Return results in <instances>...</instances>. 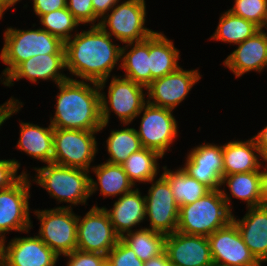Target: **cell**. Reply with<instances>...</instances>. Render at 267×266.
<instances>
[{"label":"cell","instance_id":"obj_31","mask_svg":"<svg viewBox=\"0 0 267 266\" xmlns=\"http://www.w3.org/2000/svg\"><path fill=\"white\" fill-rule=\"evenodd\" d=\"M158 158L163 157L158 152L143 147L132 153L121 165L135 186L136 182H149L155 179L159 171Z\"/></svg>","mask_w":267,"mask_h":266},{"label":"cell","instance_id":"obj_28","mask_svg":"<svg viewBox=\"0 0 267 266\" xmlns=\"http://www.w3.org/2000/svg\"><path fill=\"white\" fill-rule=\"evenodd\" d=\"M227 183V184H226ZM226 184L231 192L229 197L225 190L220 189L222 197L226 201L229 209L231 197L241 199L247 204V208L261 205L260 195V171H251L247 173H235L222 177L221 186Z\"/></svg>","mask_w":267,"mask_h":266},{"label":"cell","instance_id":"obj_14","mask_svg":"<svg viewBox=\"0 0 267 266\" xmlns=\"http://www.w3.org/2000/svg\"><path fill=\"white\" fill-rule=\"evenodd\" d=\"M213 263L224 266H261L231 221L207 237Z\"/></svg>","mask_w":267,"mask_h":266},{"label":"cell","instance_id":"obj_12","mask_svg":"<svg viewBox=\"0 0 267 266\" xmlns=\"http://www.w3.org/2000/svg\"><path fill=\"white\" fill-rule=\"evenodd\" d=\"M171 109L154 106L148 102L143 112L140 129L136 130L142 147L158 152L162 157L177 137V121Z\"/></svg>","mask_w":267,"mask_h":266},{"label":"cell","instance_id":"obj_11","mask_svg":"<svg viewBox=\"0 0 267 266\" xmlns=\"http://www.w3.org/2000/svg\"><path fill=\"white\" fill-rule=\"evenodd\" d=\"M81 218L78 216L77 250L106 256L120 239L107 212L95 205Z\"/></svg>","mask_w":267,"mask_h":266},{"label":"cell","instance_id":"obj_8","mask_svg":"<svg viewBox=\"0 0 267 266\" xmlns=\"http://www.w3.org/2000/svg\"><path fill=\"white\" fill-rule=\"evenodd\" d=\"M100 131L54 128L52 163L90 171L97 150L95 133Z\"/></svg>","mask_w":267,"mask_h":266},{"label":"cell","instance_id":"obj_25","mask_svg":"<svg viewBox=\"0 0 267 266\" xmlns=\"http://www.w3.org/2000/svg\"><path fill=\"white\" fill-rule=\"evenodd\" d=\"M179 56V50L174 47L172 40L161 32H154L149 37L151 82L178 69Z\"/></svg>","mask_w":267,"mask_h":266},{"label":"cell","instance_id":"obj_16","mask_svg":"<svg viewBox=\"0 0 267 266\" xmlns=\"http://www.w3.org/2000/svg\"><path fill=\"white\" fill-rule=\"evenodd\" d=\"M1 244V266H55L59 257L36 235Z\"/></svg>","mask_w":267,"mask_h":266},{"label":"cell","instance_id":"obj_3","mask_svg":"<svg viewBox=\"0 0 267 266\" xmlns=\"http://www.w3.org/2000/svg\"><path fill=\"white\" fill-rule=\"evenodd\" d=\"M232 211L220 189L211 190L194 203L179 207L177 231L187 235L208 237L232 221Z\"/></svg>","mask_w":267,"mask_h":266},{"label":"cell","instance_id":"obj_47","mask_svg":"<svg viewBox=\"0 0 267 266\" xmlns=\"http://www.w3.org/2000/svg\"><path fill=\"white\" fill-rule=\"evenodd\" d=\"M1 241H0V266H1Z\"/></svg>","mask_w":267,"mask_h":266},{"label":"cell","instance_id":"obj_33","mask_svg":"<svg viewBox=\"0 0 267 266\" xmlns=\"http://www.w3.org/2000/svg\"><path fill=\"white\" fill-rule=\"evenodd\" d=\"M106 146L110 155L106 162L118 165H121L132 153L143 148L136 129L129 127L111 131L106 140Z\"/></svg>","mask_w":267,"mask_h":266},{"label":"cell","instance_id":"obj_10","mask_svg":"<svg viewBox=\"0 0 267 266\" xmlns=\"http://www.w3.org/2000/svg\"><path fill=\"white\" fill-rule=\"evenodd\" d=\"M28 174L11 187L0 190V241L9 231L26 232L32 228L29 214L30 181Z\"/></svg>","mask_w":267,"mask_h":266},{"label":"cell","instance_id":"obj_17","mask_svg":"<svg viewBox=\"0 0 267 266\" xmlns=\"http://www.w3.org/2000/svg\"><path fill=\"white\" fill-rule=\"evenodd\" d=\"M165 252L172 266H212L213 260L207 237L181 232L168 234Z\"/></svg>","mask_w":267,"mask_h":266},{"label":"cell","instance_id":"obj_37","mask_svg":"<svg viewBox=\"0 0 267 266\" xmlns=\"http://www.w3.org/2000/svg\"><path fill=\"white\" fill-rule=\"evenodd\" d=\"M67 8L80 24L91 23L96 26L94 23L98 17L94 14L92 0H67Z\"/></svg>","mask_w":267,"mask_h":266},{"label":"cell","instance_id":"obj_42","mask_svg":"<svg viewBox=\"0 0 267 266\" xmlns=\"http://www.w3.org/2000/svg\"><path fill=\"white\" fill-rule=\"evenodd\" d=\"M117 3L119 0H92L94 14L102 19Z\"/></svg>","mask_w":267,"mask_h":266},{"label":"cell","instance_id":"obj_36","mask_svg":"<svg viewBox=\"0 0 267 266\" xmlns=\"http://www.w3.org/2000/svg\"><path fill=\"white\" fill-rule=\"evenodd\" d=\"M106 266H144L136 253L121 239L106 255Z\"/></svg>","mask_w":267,"mask_h":266},{"label":"cell","instance_id":"obj_19","mask_svg":"<svg viewBox=\"0 0 267 266\" xmlns=\"http://www.w3.org/2000/svg\"><path fill=\"white\" fill-rule=\"evenodd\" d=\"M63 69H66L65 54L35 55L20 63L6 78H3V84L10 87L14 80L22 78H26L32 83L37 82L38 79H51L59 84L69 79L60 73L59 70Z\"/></svg>","mask_w":267,"mask_h":266},{"label":"cell","instance_id":"obj_35","mask_svg":"<svg viewBox=\"0 0 267 266\" xmlns=\"http://www.w3.org/2000/svg\"><path fill=\"white\" fill-rule=\"evenodd\" d=\"M231 13L248 20L260 29L267 28V0H235Z\"/></svg>","mask_w":267,"mask_h":266},{"label":"cell","instance_id":"obj_34","mask_svg":"<svg viewBox=\"0 0 267 266\" xmlns=\"http://www.w3.org/2000/svg\"><path fill=\"white\" fill-rule=\"evenodd\" d=\"M39 18L43 25L42 29L58 37L64 43L73 37L71 31L80 25L67 7L46 13Z\"/></svg>","mask_w":267,"mask_h":266},{"label":"cell","instance_id":"obj_23","mask_svg":"<svg viewBox=\"0 0 267 266\" xmlns=\"http://www.w3.org/2000/svg\"><path fill=\"white\" fill-rule=\"evenodd\" d=\"M222 153L223 176L260 171L263 167L258 160L261 154L253 137L247 141L234 140L222 145Z\"/></svg>","mask_w":267,"mask_h":266},{"label":"cell","instance_id":"obj_2","mask_svg":"<svg viewBox=\"0 0 267 266\" xmlns=\"http://www.w3.org/2000/svg\"><path fill=\"white\" fill-rule=\"evenodd\" d=\"M90 83L69 78L57 84L60 92L50 121L53 128L100 131V89L98 83Z\"/></svg>","mask_w":267,"mask_h":266},{"label":"cell","instance_id":"obj_32","mask_svg":"<svg viewBox=\"0 0 267 266\" xmlns=\"http://www.w3.org/2000/svg\"><path fill=\"white\" fill-rule=\"evenodd\" d=\"M259 30L260 28L254 23L226 11L221 15L217 29L210 39L237 45Z\"/></svg>","mask_w":267,"mask_h":266},{"label":"cell","instance_id":"obj_44","mask_svg":"<svg viewBox=\"0 0 267 266\" xmlns=\"http://www.w3.org/2000/svg\"><path fill=\"white\" fill-rule=\"evenodd\" d=\"M263 161L267 164V159ZM260 195L261 205L267 206V165L260 171Z\"/></svg>","mask_w":267,"mask_h":266},{"label":"cell","instance_id":"obj_38","mask_svg":"<svg viewBox=\"0 0 267 266\" xmlns=\"http://www.w3.org/2000/svg\"><path fill=\"white\" fill-rule=\"evenodd\" d=\"M64 256L69 257L67 266H106V256L100 253L74 250Z\"/></svg>","mask_w":267,"mask_h":266},{"label":"cell","instance_id":"obj_45","mask_svg":"<svg viewBox=\"0 0 267 266\" xmlns=\"http://www.w3.org/2000/svg\"><path fill=\"white\" fill-rule=\"evenodd\" d=\"M144 266H172L166 252L164 251L162 254L150 258L148 261L144 262Z\"/></svg>","mask_w":267,"mask_h":266},{"label":"cell","instance_id":"obj_41","mask_svg":"<svg viewBox=\"0 0 267 266\" xmlns=\"http://www.w3.org/2000/svg\"><path fill=\"white\" fill-rule=\"evenodd\" d=\"M22 108V102L19 100H15L10 98L7 102L0 106V126L13 114L18 112V110Z\"/></svg>","mask_w":267,"mask_h":266},{"label":"cell","instance_id":"obj_29","mask_svg":"<svg viewBox=\"0 0 267 266\" xmlns=\"http://www.w3.org/2000/svg\"><path fill=\"white\" fill-rule=\"evenodd\" d=\"M163 169L162 175L168 180L179 207L194 203L211 191L208 186L189 176L182 168L171 171L163 166Z\"/></svg>","mask_w":267,"mask_h":266},{"label":"cell","instance_id":"obj_27","mask_svg":"<svg viewBox=\"0 0 267 266\" xmlns=\"http://www.w3.org/2000/svg\"><path fill=\"white\" fill-rule=\"evenodd\" d=\"M128 46L133 47L126 53ZM121 61L119 67L126 71L125 78L145 87L151 83L149 38L139 42L127 43L126 46H123L121 49Z\"/></svg>","mask_w":267,"mask_h":266},{"label":"cell","instance_id":"obj_30","mask_svg":"<svg viewBox=\"0 0 267 266\" xmlns=\"http://www.w3.org/2000/svg\"><path fill=\"white\" fill-rule=\"evenodd\" d=\"M165 234L148 229L141 228L137 231H132L120 239L133 251L136 256L143 262L154 258L165 251Z\"/></svg>","mask_w":267,"mask_h":266},{"label":"cell","instance_id":"obj_24","mask_svg":"<svg viewBox=\"0 0 267 266\" xmlns=\"http://www.w3.org/2000/svg\"><path fill=\"white\" fill-rule=\"evenodd\" d=\"M20 123V138L16 147L45 164L52 163L54 128L51 124L45 128L30 122Z\"/></svg>","mask_w":267,"mask_h":266},{"label":"cell","instance_id":"obj_39","mask_svg":"<svg viewBox=\"0 0 267 266\" xmlns=\"http://www.w3.org/2000/svg\"><path fill=\"white\" fill-rule=\"evenodd\" d=\"M20 163L14 159L0 160V190L11 187L15 184L23 174H27L23 171L19 176L17 175Z\"/></svg>","mask_w":267,"mask_h":266},{"label":"cell","instance_id":"obj_21","mask_svg":"<svg viewBox=\"0 0 267 266\" xmlns=\"http://www.w3.org/2000/svg\"><path fill=\"white\" fill-rule=\"evenodd\" d=\"M232 221L238 227L244 243L255 259L267 261V206L249 207L240 220L233 215Z\"/></svg>","mask_w":267,"mask_h":266},{"label":"cell","instance_id":"obj_13","mask_svg":"<svg viewBox=\"0 0 267 266\" xmlns=\"http://www.w3.org/2000/svg\"><path fill=\"white\" fill-rule=\"evenodd\" d=\"M149 182H152V185L145 196V217L150 221L148 229L165 235L172 234L177 231L179 206L174 200L169 182L163 175L155 182L154 179Z\"/></svg>","mask_w":267,"mask_h":266},{"label":"cell","instance_id":"obj_1","mask_svg":"<svg viewBox=\"0 0 267 266\" xmlns=\"http://www.w3.org/2000/svg\"><path fill=\"white\" fill-rule=\"evenodd\" d=\"M66 69L83 81L98 83L100 91L115 65L121 60L122 47L112 43L111 36L100 26L76 33L64 43Z\"/></svg>","mask_w":267,"mask_h":266},{"label":"cell","instance_id":"obj_15","mask_svg":"<svg viewBox=\"0 0 267 266\" xmlns=\"http://www.w3.org/2000/svg\"><path fill=\"white\" fill-rule=\"evenodd\" d=\"M200 78L198 70H183L179 67L174 72L153 80L146 87L149 98L147 102L173 110L185 99Z\"/></svg>","mask_w":267,"mask_h":266},{"label":"cell","instance_id":"obj_26","mask_svg":"<svg viewBox=\"0 0 267 266\" xmlns=\"http://www.w3.org/2000/svg\"><path fill=\"white\" fill-rule=\"evenodd\" d=\"M92 171L96 174L98 181L90 178V195L99 190L103 197L117 196L120 197L132 191L134 184L128 178L122 165L103 163L92 167ZM98 182V183H97Z\"/></svg>","mask_w":267,"mask_h":266},{"label":"cell","instance_id":"obj_6","mask_svg":"<svg viewBox=\"0 0 267 266\" xmlns=\"http://www.w3.org/2000/svg\"><path fill=\"white\" fill-rule=\"evenodd\" d=\"M121 77H112L108 89V98L104 95V92L100 91L102 121L100 130L108 125L111 109L123 124L128 125L135 117L140 115L141 109L147 103L144 98L146 94L143 92L146 87L128 78Z\"/></svg>","mask_w":267,"mask_h":266},{"label":"cell","instance_id":"obj_22","mask_svg":"<svg viewBox=\"0 0 267 266\" xmlns=\"http://www.w3.org/2000/svg\"><path fill=\"white\" fill-rule=\"evenodd\" d=\"M109 219L116 234L122 236L132 232V228L139 225L146 217L145 196H141L138 188L123 194L115 201L113 208L107 210Z\"/></svg>","mask_w":267,"mask_h":266},{"label":"cell","instance_id":"obj_9","mask_svg":"<svg viewBox=\"0 0 267 266\" xmlns=\"http://www.w3.org/2000/svg\"><path fill=\"white\" fill-rule=\"evenodd\" d=\"M72 210L71 206H63L34 211L41 223L40 239L58 256L77 250L78 216Z\"/></svg>","mask_w":267,"mask_h":266},{"label":"cell","instance_id":"obj_18","mask_svg":"<svg viewBox=\"0 0 267 266\" xmlns=\"http://www.w3.org/2000/svg\"><path fill=\"white\" fill-rule=\"evenodd\" d=\"M188 154L182 169L211 190L220 189L223 177L222 146L201 144L190 150Z\"/></svg>","mask_w":267,"mask_h":266},{"label":"cell","instance_id":"obj_20","mask_svg":"<svg viewBox=\"0 0 267 266\" xmlns=\"http://www.w3.org/2000/svg\"><path fill=\"white\" fill-rule=\"evenodd\" d=\"M237 45L223 61L236 78L253 70L260 73L267 67V32L263 29Z\"/></svg>","mask_w":267,"mask_h":266},{"label":"cell","instance_id":"obj_5","mask_svg":"<svg viewBox=\"0 0 267 266\" xmlns=\"http://www.w3.org/2000/svg\"><path fill=\"white\" fill-rule=\"evenodd\" d=\"M37 172L35 182L58 202L85 204L90 195V171L48 163Z\"/></svg>","mask_w":267,"mask_h":266},{"label":"cell","instance_id":"obj_40","mask_svg":"<svg viewBox=\"0 0 267 266\" xmlns=\"http://www.w3.org/2000/svg\"><path fill=\"white\" fill-rule=\"evenodd\" d=\"M67 7V0H33V8L36 16Z\"/></svg>","mask_w":267,"mask_h":266},{"label":"cell","instance_id":"obj_46","mask_svg":"<svg viewBox=\"0 0 267 266\" xmlns=\"http://www.w3.org/2000/svg\"><path fill=\"white\" fill-rule=\"evenodd\" d=\"M19 1L20 0H0V19L3 18V13L8 10L9 7H12Z\"/></svg>","mask_w":267,"mask_h":266},{"label":"cell","instance_id":"obj_43","mask_svg":"<svg viewBox=\"0 0 267 266\" xmlns=\"http://www.w3.org/2000/svg\"><path fill=\"white\" fill-rule=\"evenodd\" d=\"M257 148L261 154L260 160L267 159V125L257 135L253 136Z\"/></svg>","mask_w":267,"mask_h":266},{"label":"cell","instance_id":"obj_4","mask_svg":"<svg viewBox=\"0 0 267 266\" xmlns=\"http://www.w3.org/2000/svg\"><path fill=\"white\" fill-rule=\"evenodd\" d=\"M41 54H65L64 42L42 28H7L0 59L8 67L3 70L2 76L6 78L20 63Z\"/></svg>","mask_w":267,"mask_h":266},{"label":"cell","instance_id":"obj_48","mask_svg":"<svg viewBox=\"0 0 267 266\" xmlns=\"http://www.w3.org/2000/svg\"><path fill=\"white\" fill-rule=\"evenodd\" d=\"M212 266H224V265H219V264L214 263Z\"/></svg>","mask_w":267,"mask_h":266},{"label":"cell","instance_id":"obj_7","mask_svg":"<svg viewBox=\"0 0 267 266\" xmlns=\"http://www.w3.org/2000/svg\"><path fill=\"white\" fill-rule=\"evenodd\" d=\"M116 5L111 9L110 14L108 12L98 20L96 26H100L107 34L115 36L124 44L145 40L155 32L144 26L145 0H126ZM107 27L110 30L106 29Z\"/></svg>","mask_w":267,"mask_h":266}]
</instances>
